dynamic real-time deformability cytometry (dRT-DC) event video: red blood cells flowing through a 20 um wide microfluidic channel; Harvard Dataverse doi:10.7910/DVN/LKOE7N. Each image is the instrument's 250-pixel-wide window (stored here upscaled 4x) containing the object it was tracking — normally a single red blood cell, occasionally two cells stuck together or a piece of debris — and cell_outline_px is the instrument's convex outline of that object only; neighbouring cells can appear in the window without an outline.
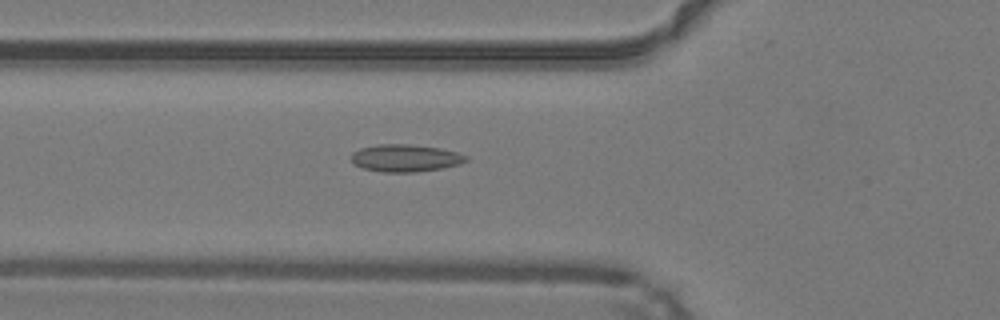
{"species": "common noctule bat (a hibernating species)", "species_latin": "Nyctalus noctula", "temperature_condition": "warm", "stored_images_in_passage": 39, "camera_frame_rate_fps": 3000, "um_per_image_px": 0.085, "animal": {"sex": "male", "body_mass_g": 19.2, "forearm_length_mm": 51.8}, "frame": {"image": 1, "passage_image": 7, "time_ms": 2.0, "image_size_px": [1000, 320], "cell_outline_px": [[468, 160], [460, 164], [444, 168], [416, 172], [380, 172], [364, 168], [352, 164], [352, 152], [360, 148], [376, 144], [408, 144], [440, 148], [456, 152], [468, 156]], "centroid_in_image_um": [34.45, 13.44], "position_along_channel_um": 91.3, "area_um2": 18.44}}
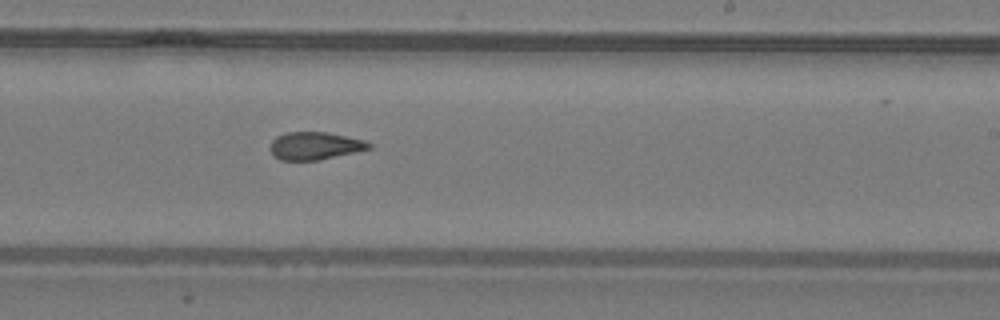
{"frame": {"image": 2, "passage_image": 19, "time_ms": 6.0, "image_size_px": [1000, 320], "cell_outline_px": [[372, 148], [356, 152], [316, 160], [280, 160], [272, 152], [272, 140], [276, 136], [288, 132], [328, 132], [364, 140], [372, 144]], "centroid_in_image_um": [26.81, 12.38], "position_along_channel_um": 262.2, "area_um2": 15.72}}
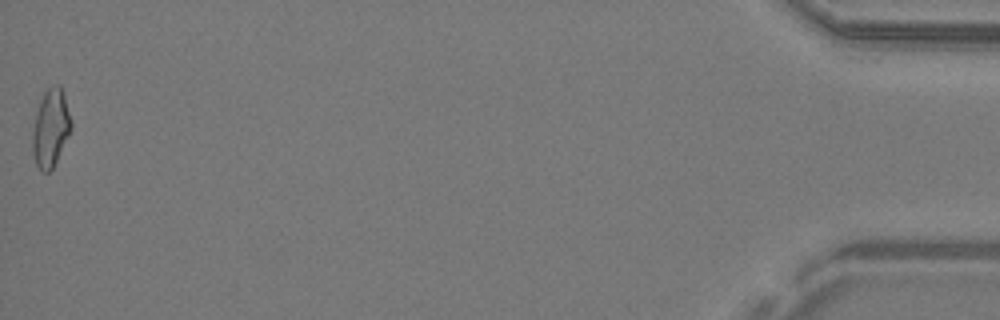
{"frame": {"image": 3, "passage_image": 38, "time_ms": 12.333, "image_size_px": [1000, 320], "cell_outline_px": [[72, 128], [52, 168], [48, 172], [40, 172], [36, 164], [32, 152], [32, 128], [36, 112], [40, 100], [44, 92], [48, 88], [56, 84], [60, 84], [72, 120]], "centroid_in_image_um": [4.29, 10.88], "position_along_channel_um": 430.9, "area_um2": 17.51}, "authors_computed_cell_mechanics": {"area_um2": 16.6464, "velocity_mm_per_s": 4.2651, "shape_relaxation_time_tau1_ms": null, "shape_relaxation_time_tau2_ms": 2.4142, "deformation_change_tau1": null, "deformation_change_tau2": 0.095}}